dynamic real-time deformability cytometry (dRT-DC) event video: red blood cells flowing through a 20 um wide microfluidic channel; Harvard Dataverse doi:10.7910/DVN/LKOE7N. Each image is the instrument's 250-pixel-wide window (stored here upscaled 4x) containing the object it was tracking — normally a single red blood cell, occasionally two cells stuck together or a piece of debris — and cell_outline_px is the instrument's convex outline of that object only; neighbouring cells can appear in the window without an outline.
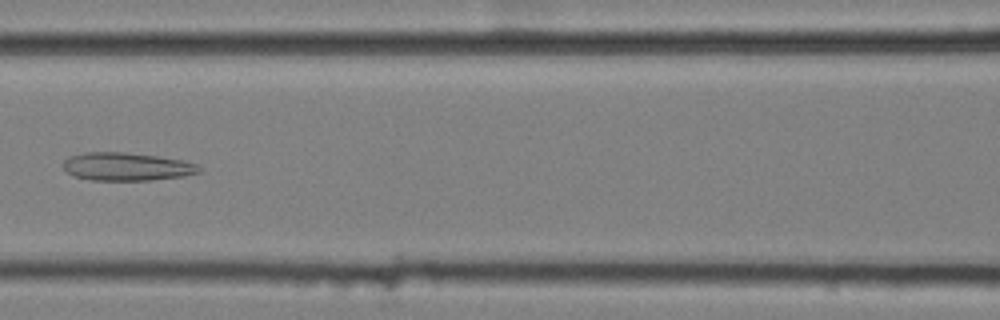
{"species": "common noctule bat (a hibernating species)", "species_latin": "Nyctalus noctula", "temperature_condition": "cold", "stored_images_in_passage": 7, "camera_frame_rate_fps": 3000, "um_per_image_px": 0.085, "animal": {"sex": "female", "body_mass_g": 25.1}, "frame": {"image": 1, "passage_image": 7, "time_ms": 2.0, "image_size_px": [1000, 320], "cell_outline_px": [[200, 172], [184, 176], [148, 180], [92, 180], [72, 176], [64, 168], [64, 160], [68, 156], [88, 152], [124, 152], [156, 156], [180, 160], [196, 164], [200, 168]], "centroid_in_image_um": [10.73, 14.16], "position_along_channel_um": 155.9, "area_um2": 22.02}}